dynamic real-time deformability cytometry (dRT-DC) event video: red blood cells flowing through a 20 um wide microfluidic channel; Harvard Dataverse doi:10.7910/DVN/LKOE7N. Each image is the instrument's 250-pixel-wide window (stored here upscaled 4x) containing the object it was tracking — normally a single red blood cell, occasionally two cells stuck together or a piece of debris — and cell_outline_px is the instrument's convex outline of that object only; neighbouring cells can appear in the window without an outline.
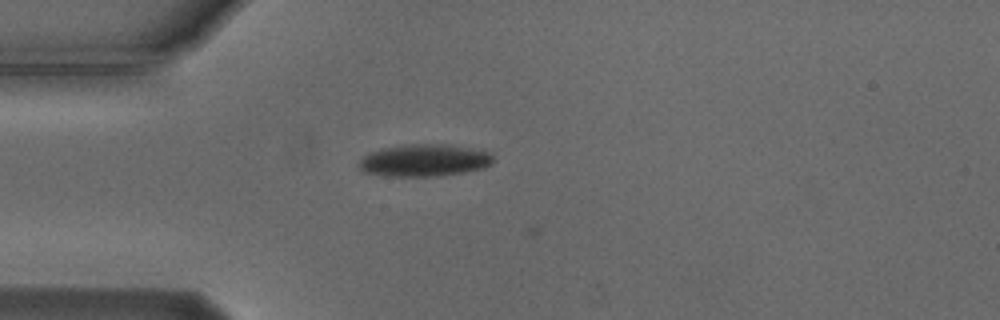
{"species": "Egyptian fruit bat (a non-hibernating species)", "species_latin": "Rousettus aegyptiacus", "temperature_condition": "cold", "stored_images_in_passage": 3, "camera_frame_rate_fps": 3000, "um_per_image_px": 0.085, "animal": {"sex": "male"}, "frame": {"image": 1, "passage_image": 2, "time_ms": 0.333, "image_size_px": [1000, 320], "cell_outline_px": [[492, 164], [484, 168], [464, 172], [436, 176], [384, 176], [364, 172], [360, 168], [360, 160], [368, 152], [384, 148], [412, 144], [448, 144], [484, 148], [492, 156]], "centroid_in_image_um": [36.13, 13.62], "position_along_channel_um": 48.9, "area_um2": 25.43}}